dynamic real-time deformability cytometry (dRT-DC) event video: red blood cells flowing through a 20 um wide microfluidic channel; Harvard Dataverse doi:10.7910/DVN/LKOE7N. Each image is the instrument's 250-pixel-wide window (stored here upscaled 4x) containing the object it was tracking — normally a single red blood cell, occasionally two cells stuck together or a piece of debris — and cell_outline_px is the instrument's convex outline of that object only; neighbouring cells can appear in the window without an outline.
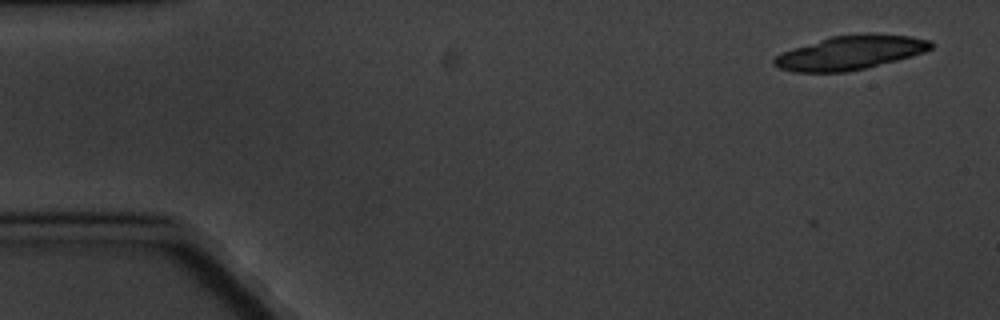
{"species": "common noctule bat (a hibernating species)", "species_latin": "Nyctalus noctula", "temperature_condition": "cold", "stored_images_in_passage": 5, "camera_frame_rate_fps": 3000, "um_per_image_px": 0.085, "animal": {"sex": "male", "body_mass_g": 20.1, "forearm_length_mm": 53.5}, "frame": {"image": 1, "passage_image": 2, "time_ms": 1.333, "image_size_px": [1000, 320], "cell_outline_px": [[932, 48], [924, 52], [912, 56], [848, 72], [792, 72], [780, 68], [772, 64], [772, 60], [776, 56], [792, 48], [832, 36], [868, 32], [912, 36], [932, 40]], "centroid_in_image_um": [72.29, 4.46], "position_along_channel_um": 12.7, "area_um2": 31.21}}